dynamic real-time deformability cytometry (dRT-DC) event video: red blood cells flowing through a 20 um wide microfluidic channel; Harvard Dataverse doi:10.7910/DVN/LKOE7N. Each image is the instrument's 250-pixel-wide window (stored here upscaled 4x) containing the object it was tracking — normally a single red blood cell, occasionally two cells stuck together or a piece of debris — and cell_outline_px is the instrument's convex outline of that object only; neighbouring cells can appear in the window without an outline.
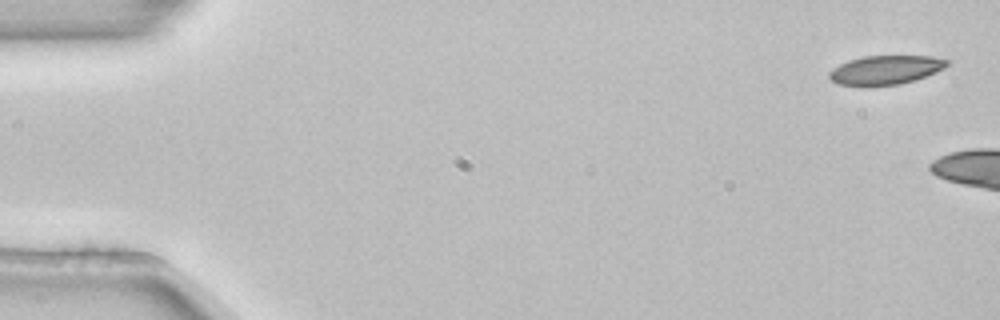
{"species": "common noctule bat (a hibernating species)", "species_latin": "Nyctalus noctula", "temperature_condition": "room temperature", "stored_images_in_passage": 3, "camera_frame_rate_fps": 3000, "um_per_image_px": 0.085, "animal": {"sex": "female", "body_mass_g": 22.7, "forearm_length_mm": 54.2}, "frame": {"image": 1, "passage_image": 1, "time_ms": 0.0, "image_size_px": [1000, 320], "cell_outline_px": [[948, 64], [944, 68], [936, 72], [900, 84], [864, 88], [860, 88], [836, 84], [828, 76], [828, 72], [832, 68], [848, 60], [864, 56], [932, 56], [948, 60]], "centroid_in_image_um": [75.18, 5.98], "position_along_channel_um": 9.8, "area_um2": 20.35}}